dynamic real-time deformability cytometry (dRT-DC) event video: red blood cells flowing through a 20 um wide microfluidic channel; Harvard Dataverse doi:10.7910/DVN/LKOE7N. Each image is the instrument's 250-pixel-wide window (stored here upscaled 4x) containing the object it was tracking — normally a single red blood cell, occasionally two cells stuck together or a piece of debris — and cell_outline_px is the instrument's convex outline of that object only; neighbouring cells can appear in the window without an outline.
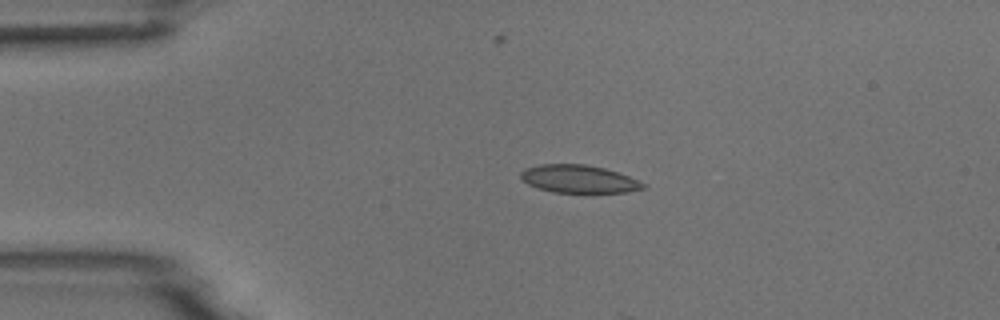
{"species": "common noctule bat (a hibernating species)", "species_latin": "Nyctalus noctula", "temperature_condition": "room temperature", "stored_images_in_passage": 4, "camera_frame_rate_fps": 3000, "um_per_image_px": 0.085, "animal": {"sex": "male", "body_mass_g": 18.8}, "frame": {"image": 1, "passage_image": 3, "time_ms": 3.333, "image_size_px": [1000, 320], "cell_outline_px": [[648, 188], [628, 192], [552, 192], [528, 184], [520, 176], [520, 172], [524, 168], [540, 164], [584, 164], [604, 168], [628, 176], [644, 184]], "centroid_in_image_um": [49.18, 15.21], "position_along_channel_um": 35.8, "area_um2": 19.65}}